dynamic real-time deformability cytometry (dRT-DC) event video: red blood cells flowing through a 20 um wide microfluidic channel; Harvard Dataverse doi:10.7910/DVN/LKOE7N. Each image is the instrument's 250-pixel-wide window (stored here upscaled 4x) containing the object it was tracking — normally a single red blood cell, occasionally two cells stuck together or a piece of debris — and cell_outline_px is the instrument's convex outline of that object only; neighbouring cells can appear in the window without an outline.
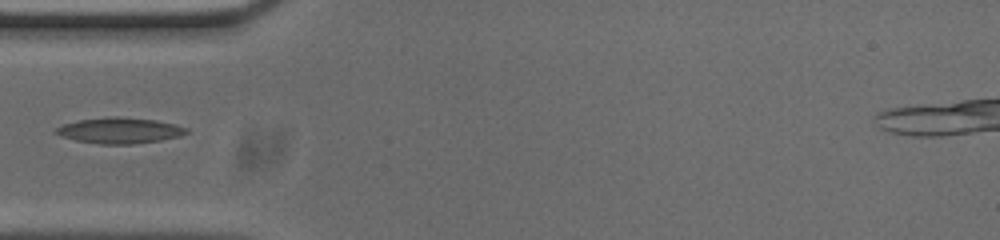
{"species": "common noctule bat (a hibernating species)", "species_latin": "Nyctalus noctula", "temperature_condition": "cold", "stored_images_in_passage": 36, "camera_frame_rate_fps": 3000, "um_per_image_px": 0.085, "animal": {"sex": "male", "body_mass_g": 20.0, "forearm_length_mm": 53.3}, "frame": {"image": 1, "passage_image": 1, "time_ms": 0.0, "image_size_px": [1000, 240], "cell_outline_px": [[188, 132], [180, 136], [160, 140], [132, 144], [100, 144], [76, 140], [64, 136], [56, 132], [56, 128], [64, 124], [80, 120], [108, 116], [120, 116], [156, 120], [176, 124], [188, 128]], "centroid_in_image_um": [10.23, 11.08], "position_along_channel_um": 74.8, "area_um2": 19.48}}
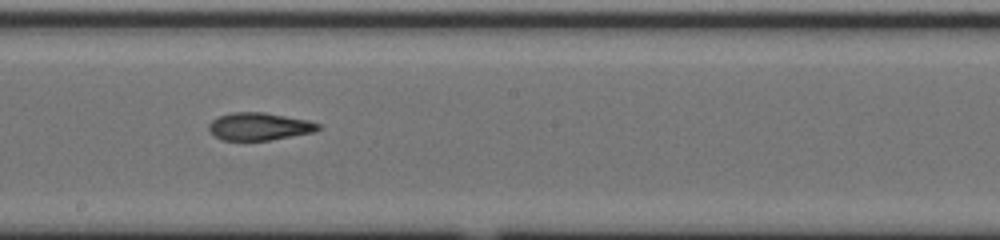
{"frame": {"image": 2, "passage_image": 13, "time_ms": 4.0, "image_size_px": [1000, 240], "cell_outline_px": [[320, 128], [316, 132], [268, 140], [224, 140], [216, 136], [208, 128], [208, 124], [212, 120], [220, 116], [232, 112], [264, 112], [308, 120], [320, 124]], "centroid_in_image_um": [22.06, 10.74], "position_along_channel_um": 226.1, "area_um2": 17.46}}
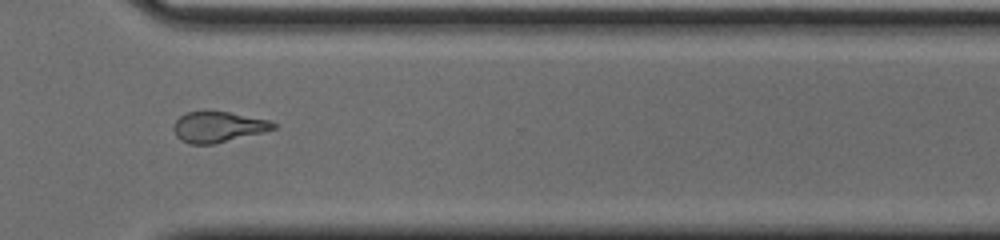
{"frame": {"image": 3, "passage_image": 23, "time_ms": 7.333, "image_size_px": [1000, 240], "cell_outline_px": [[276, 128], [264, 132], [212, 144], [188, 144], [180, 140], [176, 136], [172, 128], [176, 120], [180, 116], [188, 112], [204, 108], [228, 112], [268, 120], [276, 124]], "centroid_in_image_um": [18.48, 10.76], "position_along_channel_um": 352.1, "area_um2": 18.15}}